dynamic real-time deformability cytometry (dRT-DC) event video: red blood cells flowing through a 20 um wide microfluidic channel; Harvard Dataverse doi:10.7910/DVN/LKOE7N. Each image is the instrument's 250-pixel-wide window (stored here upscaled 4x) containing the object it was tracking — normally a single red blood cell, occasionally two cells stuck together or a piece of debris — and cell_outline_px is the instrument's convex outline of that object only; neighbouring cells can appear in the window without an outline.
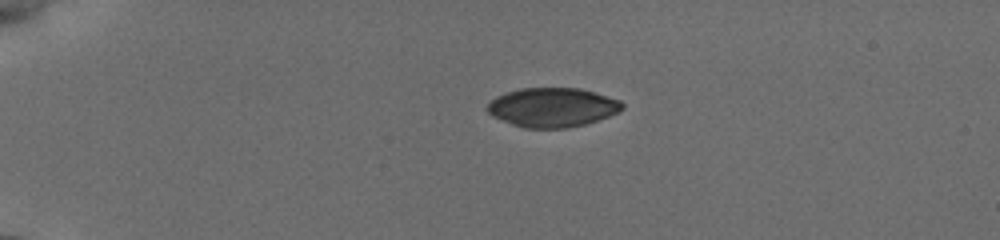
{"species": "common noctule bat (a hibernating species)", "species_latin": "Nyctalus noctula", "temperature_condition": "cold", "stored_images_in_passage": 40, "camera_frame_rate_fps": 3000, "um_per_image_px": 0.085, "animal": {"sex": "female", "body_mass_g": 19.5, "forearm_length_mm": 54.1}, "frame": {"image": 1, "passage_image": 1, "time_ms": 0.0, "image_size_px": [1000, 240], "cell_outline_px": [[624, 108], [608, 116], [584, 124], [564, 128], [524, 128], [512, 124], [492, 116], [484, 108], [496, 96], [520, 88], [580, 88], [620, 100], [624, 104]], "centroid_in_image_um": [46.93, 9.12], "position_along_channel_um": 38.1, "area_um2": 30.63}}
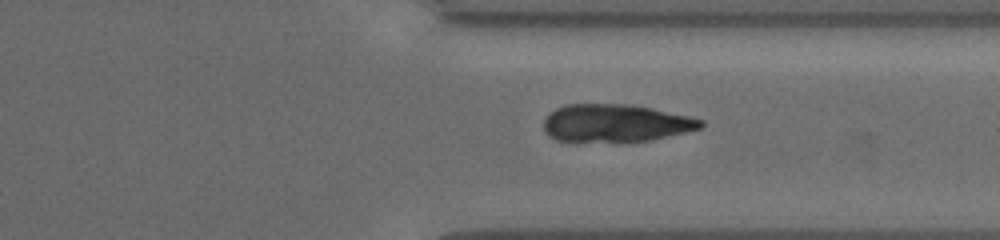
{"frame": {"image": 2, "passage_image": 29, "time_ms": 10.0, "image_size_px": [1000, 240], "cell_outline_px": [[704, 124], [700, 128], [684, 132], [648, 140], [556, 140], [548, 136], [544, 132], [544, 120], [556, 108], [564, 104], [628, 104], [652, 108], [688, 116], [704, 120]], "centroid_in_image_um": [52.3, 10.43], "position_along_channel_um": 359.1, "area_um2": 33.7}}
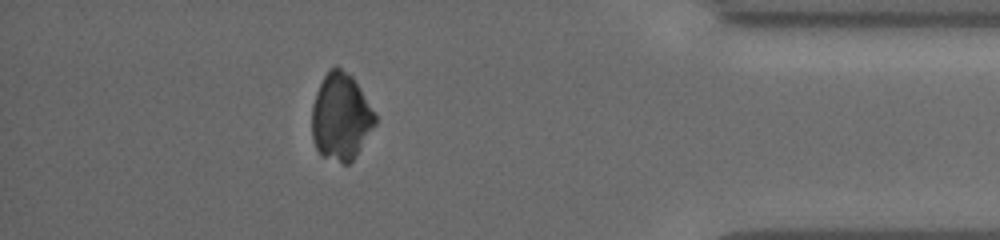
{"frame": {"image": 3, "passage_image": 35, "time_ms": 12.0, "image_size_px": [1000, 240], "cell_outline_px": [[376, 124], [356, 156], [348, 164], [344, 164], [320, 156], [312, 140], [312, 104], [316, 92], [324, 76], [336, 64], [352, 76], [376, 112]], "centroid_in_image_um": [28.98, 9.95], "position_along_channel_um": 406.2, "area_um2": 32.37}}